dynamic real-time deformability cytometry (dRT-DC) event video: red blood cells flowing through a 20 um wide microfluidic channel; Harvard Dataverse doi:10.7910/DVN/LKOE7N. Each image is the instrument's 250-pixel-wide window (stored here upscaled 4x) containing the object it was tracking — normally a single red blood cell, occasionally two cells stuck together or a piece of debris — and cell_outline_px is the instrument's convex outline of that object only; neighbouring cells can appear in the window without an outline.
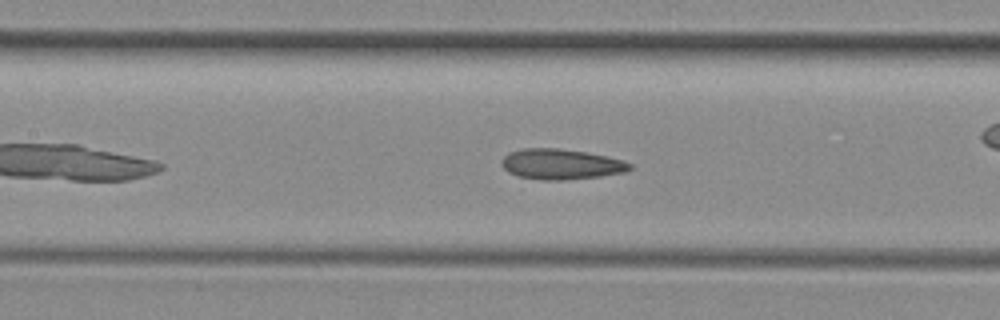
{"species": "common noctule bat (a hibernating species)", "species_latin": "Nyctalus noctula", "temperature_condition": "room temperature", "stored_images_in_passage": 29, "camera_frame_rate_fps": 3000, "um_per_image_px": 0.085, "animal": {"sex": "female", "body_mass_g": 29.2, "forearm_length_mm": 56.3}, "frame": {"image": 1, "passage_image": 5, "time_ms": 1.333, "image_size_px": [1000, 320], "cell_outline_px": [[632, 168], [624, 172], [600, 176], [564, 180], [540, 180], [520, 176], [508, 172], [500, 164], [500, 160], [508, 152], [524, 148], [556, 148], [584, 152], [608, 156], [624, 160], [632, 164]], "centroid_in_image_um": [47.67, 13.95], "position_along_channel_um": 159.7, "area_um2": 22.77}, "authors_computed_cell_mechanics": {"area_um2": 22.253, "velocity_mm_per_s": 4.0645, "shape_relaxation_time_tau1_ms": 10.8262, "shape_relaxation_time_tau2_ms": 1.5285, "deformation_change_tau1": 0.1919, "deformation_change_tau2": 0.0748}}